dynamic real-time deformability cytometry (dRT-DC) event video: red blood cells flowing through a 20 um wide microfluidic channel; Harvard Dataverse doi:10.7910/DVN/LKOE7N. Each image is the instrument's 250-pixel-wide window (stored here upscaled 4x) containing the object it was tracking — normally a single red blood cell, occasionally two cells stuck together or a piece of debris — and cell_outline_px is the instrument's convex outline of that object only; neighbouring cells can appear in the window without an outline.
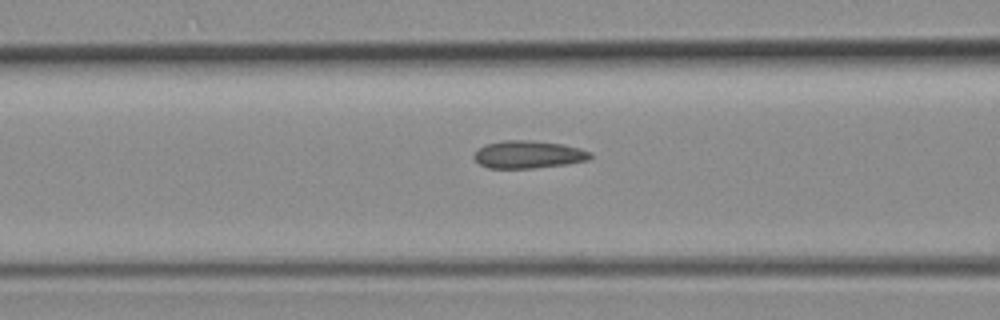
{"species": "common noctule bat (a hibernating species)", "species_latin": "Nyctalus noctula", "temperature_condition": "room temperature", "stored_images_in_passage": 33, "camera_frame_rate_fps": 3000, "um_per_image_px": 0.085, "animal": {"sex": "female", "body_mass_g": 19.3, "forearm_length_mm": 54.1}, "frame": {"image": 1, "passage_image": 13, "time_ms": 4.0, "image_size_px": [1000, 320], "cell_outline_px": [[592, 156], [588, 160], [568, 164], [532, 168], [488, 168], [480, 164], [472, 156], [484, 144], [504, 140], [532, 140], [564, 144], [580, 148], [592, 152]], "centroid_in_image_um": [44.93, 13.12], "position_along_channel_um": 121.7, "area_um2": 18.84}}
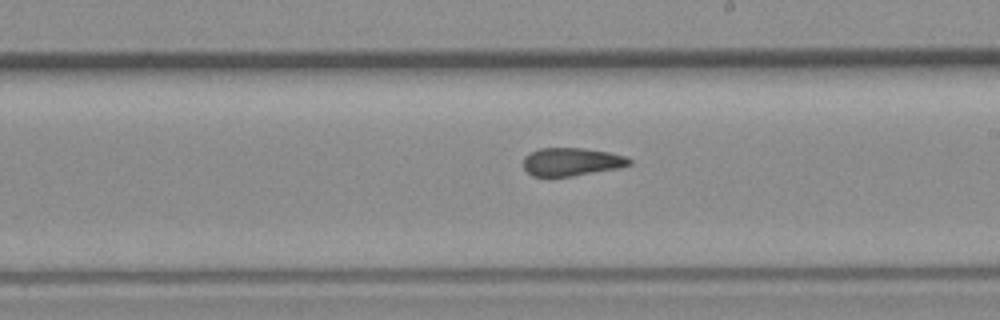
{"frame": {"image": 2, "passage_image": 22, "time_ms": 7.0, "image_size_px": [1000, 320], "cell_outline_px": [[632, 164], [620, 168], [572, 176], [532, 176], [524, 168], [524, 156], [540, 148], [584, 148], [608, 152], [628, 156], [632, 160]], "centroid_in_image_um": [48.63, 13.75], "position_along_channel_um": 240.4, "area_um2": 17.4}}
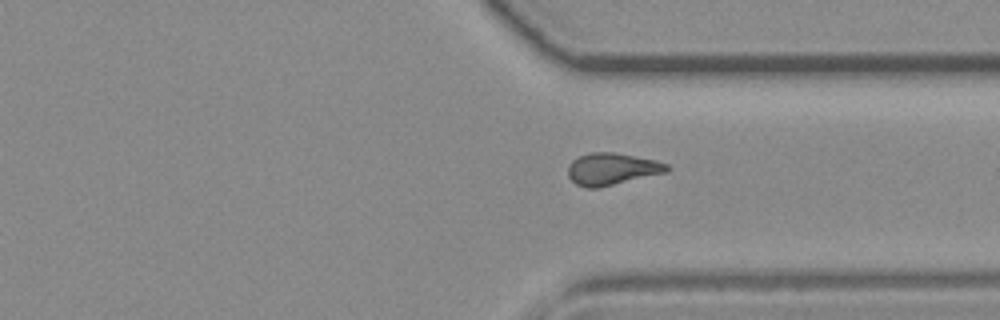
{"frame": {"image": 3, "passage_image": 31, "time_ms": 10.0, "image_size_px": [1000, 320], "cell_outline_px": [[672, 168], [668, 172], [600, 188], [588, 188], [576, 184], [568, 176], [568, 164], [572, 160], [580, 156], [592, 152], [612, 152], [656, 160], [668, 164]], "centroid_in_image_um": [52.04, 14.37], "position_along_channel_um": 359.4, "area_um2": 18.61}}